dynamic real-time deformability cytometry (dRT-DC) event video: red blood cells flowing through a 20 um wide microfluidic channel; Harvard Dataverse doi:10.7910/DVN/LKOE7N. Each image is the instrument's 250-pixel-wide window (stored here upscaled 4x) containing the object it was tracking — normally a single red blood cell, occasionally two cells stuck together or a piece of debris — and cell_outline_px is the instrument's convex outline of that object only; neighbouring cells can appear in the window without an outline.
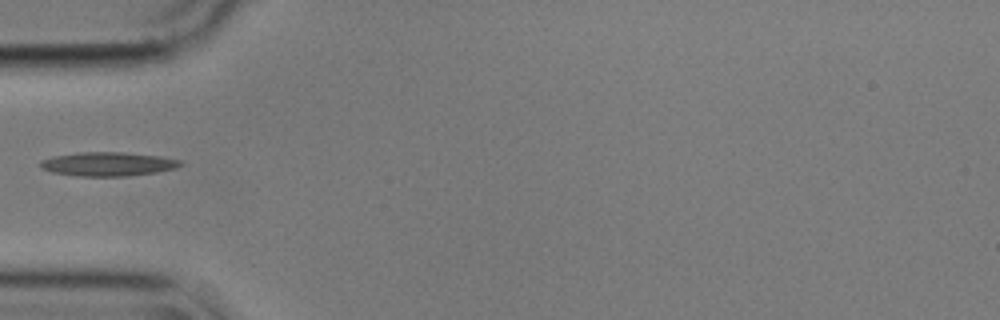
{"species": "common noctule bat (a hibernating species)", "species_latin": "Nyctalus noctula", "temperature_condition": "cold", "stored_images_in_passage": 38, "camera_frame_rate_fps": 3000, "um_per_image_px": 0.085, "animal": {"sex": "male", "body_mass_g": 17.9}, "frame": {"image": 1, "passage_image": 1, "time_ms": 0.0, "image_size_px": [1000, 320], "cell_outline_px": [[184, 164], [176, 168], [156, 172], [128, 176], [76, 176], [52, 172], [40, 168], [40, 160], [52, 156], [76, 152], [120, 152], [160, 156], [180, 160]], "centroid_in_image_um": [9.14, 13.94], "position_along_channel_um": 75.9, "area_um2": 19.65}}
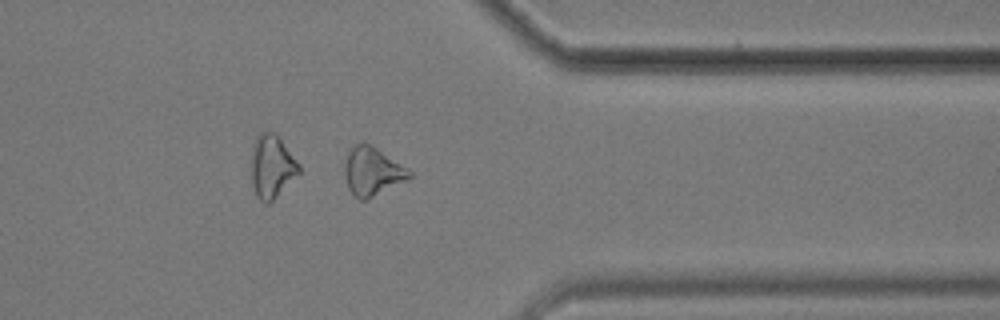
{"frame": {"image": 2, "passage_image": 27, "time_ms": 8.667, "image_size_px": [1000, 320], "cell_outline_px": [[412, 176], [408, 180], [364, 200], [360, 200], [348, 188], [344, 172], [344, 164], [348, 152], [352, 144], [372, 144], [412, 172]], "centroid_in_image_um": [31.64, 14.55], "position_along_channel_um": 379.8, "area_um2": 18.03}}